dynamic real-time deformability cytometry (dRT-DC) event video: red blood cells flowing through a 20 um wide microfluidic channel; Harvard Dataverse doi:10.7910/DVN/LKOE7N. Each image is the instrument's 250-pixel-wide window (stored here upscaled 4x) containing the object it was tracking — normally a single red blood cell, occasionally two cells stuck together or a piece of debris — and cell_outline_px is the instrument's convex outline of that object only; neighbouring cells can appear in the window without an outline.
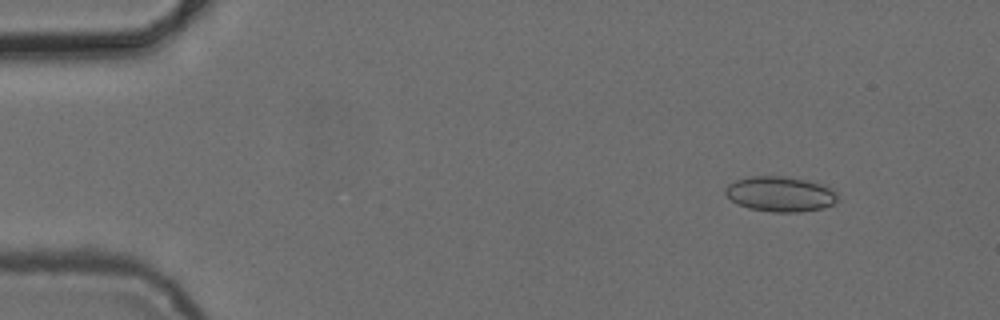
{"species": "common noctule bat (a hibernating species)", "species_latin": "Nyctalus noctula", "temperature_condition": "cold", "stored_images_in_passage": 5, "camera_frame_rate_fps": 3000, "um_per_image_px": 0.085, "animal": {"sex": "female", "body_mass_g": 24.6, "forearm_length_mm": 56.2}, "frame": {"image": 1, "passage_image": 1, "time_ms": 0.0, "image_size_px": [1000, 320], "cell_outline_px": [[840, 200], [824, 208], [800, 212], [772, 212], [748, 208], [736, 204], [724, 192], [724, 188], [728, 184], [736, 180], [752, 176], [788, 176], [820, 184], [832, 188], [836, 192]], "centroid_in_image_um": [66.33, 16.5], "position_along_channel_um": 18.7, "area_um2": 23.18}}
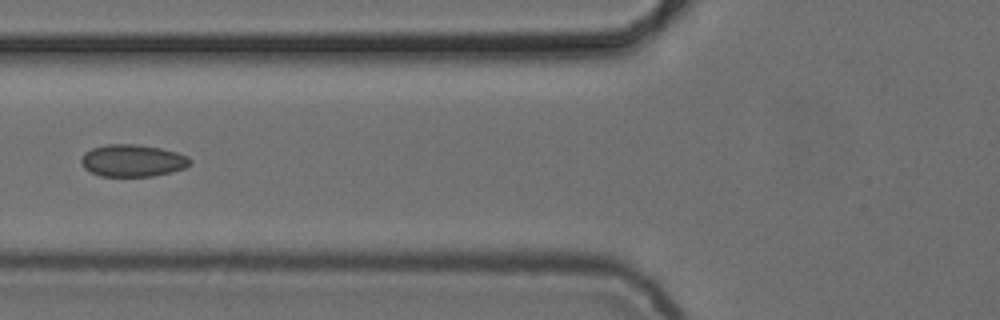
{"frame": {"image": 2, "passage_image": 5, "time_ms": 5.0, "image_size_px": [1000, 320], "cell_outline_px": [[192, 160], [184, 168], [172, 172], [152, 176], [100, 176], [84, 168], [80, 160], [84, 152], [92, 148], [108, 144], [136, 144], [160, 148], [176, 152], [188, 156]], "centroid_in_image_um": [11.26, 13.65], "position_along_channel_um": 114.5, "area_um2": 20.35}}